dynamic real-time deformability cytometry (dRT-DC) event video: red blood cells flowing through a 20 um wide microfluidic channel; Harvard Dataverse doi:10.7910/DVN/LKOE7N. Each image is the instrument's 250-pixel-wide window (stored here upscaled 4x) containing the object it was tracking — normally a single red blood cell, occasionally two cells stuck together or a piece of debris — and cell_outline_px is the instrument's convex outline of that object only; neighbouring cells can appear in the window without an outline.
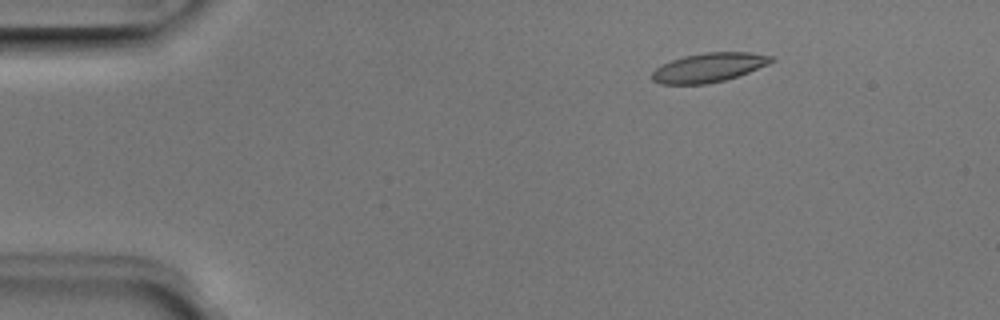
{"species": "Egyptian fruit bat (a non-hibernating species)", "species_latin": "Rousettus aegyptiacus", "temperature_condition": "room temperature", "stored_images_in_passage": 5, "camera_frame_rate_fps": 3000, "um_per_image_px": 0.085, "animal": {"sex": "male"}, "frame": {"image": 1, "passage_image": 3, "time_ms": 0.667, "image_size_px": [1000, 320], "cell_outline_px": [[776, 60], [768, 64], [748, 72], [724, 80], [704, 84], [660, 84], [652, 80], [652, 72], [656, 68], [672, 60], [684, 56], [704, 52], [752, 52], [772, 56]], "centroid_in_image_um": [60.26, 5.73], "position_along_channel_um": 24.7, "area_um2": 20.11}}